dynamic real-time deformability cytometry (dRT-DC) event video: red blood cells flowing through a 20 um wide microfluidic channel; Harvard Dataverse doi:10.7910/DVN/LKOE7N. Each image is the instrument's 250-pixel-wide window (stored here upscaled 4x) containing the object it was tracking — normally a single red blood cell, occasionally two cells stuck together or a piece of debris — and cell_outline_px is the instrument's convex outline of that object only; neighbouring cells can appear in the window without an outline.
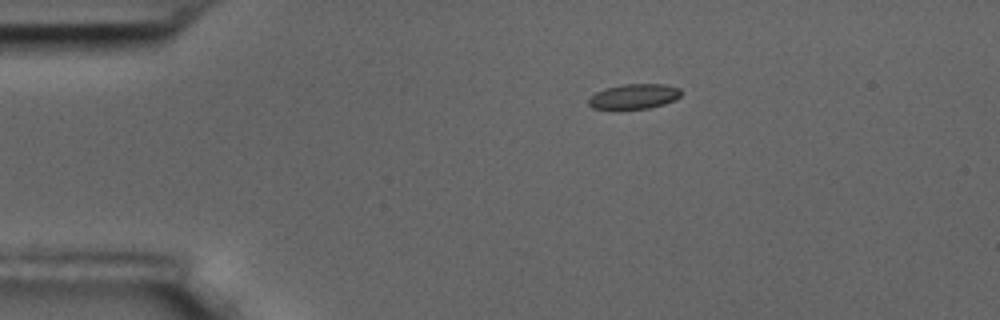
{"species": "common noctule bat (a hibernating species)", "species_latin": "Nyctalus noctula", "temperature_condition": "room temperature", "stored_images_in_passage": 3, "camera_frame_rate_fps": 3000, "um_per_image_px": 0.085, "animal": {"sex": "male", "body_mass_g": 17.5, "forearm_length_mm": 52.3}, "frame": {"image": 1, "passage_image": 1, "time_ms": 0.0, "image_size_px": [1000, 320], "cell_outline_px": [[680, 96], [676, 100], [664, 104], [648, 108], [616, 112], [592, 108], [588, 104], [588, 100], [596, 92], [604, 88], [624, 84], [664, 84], [680, 88]], "centroid_in_image_um": [53.84, 8.24], "position_along_channel_um": 31.2, "area_um2": 14.1}}
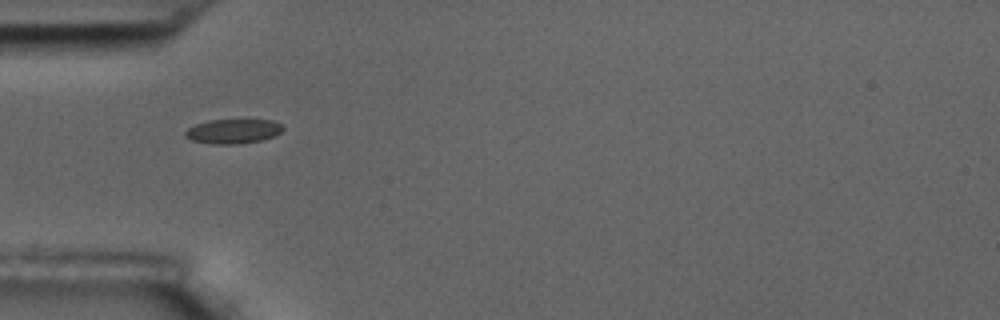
{"frame": {"image": 2, "passage_image": 3, "time_ms": 0.667, "image_size_px": [1000, 320], "cell_outline_px": [[284, 128], [276, 136], [260, 140], [236, 144], [212, 144], [192, 140], [184, 136], [184, 132], [188, 128], [196, 124], [208, 120], [272, 120], [280, 124]], "centroid_in_image_um": [19.8, 11.16], "position_along_channel_um": 65.2, "area_um2": 13.87}}